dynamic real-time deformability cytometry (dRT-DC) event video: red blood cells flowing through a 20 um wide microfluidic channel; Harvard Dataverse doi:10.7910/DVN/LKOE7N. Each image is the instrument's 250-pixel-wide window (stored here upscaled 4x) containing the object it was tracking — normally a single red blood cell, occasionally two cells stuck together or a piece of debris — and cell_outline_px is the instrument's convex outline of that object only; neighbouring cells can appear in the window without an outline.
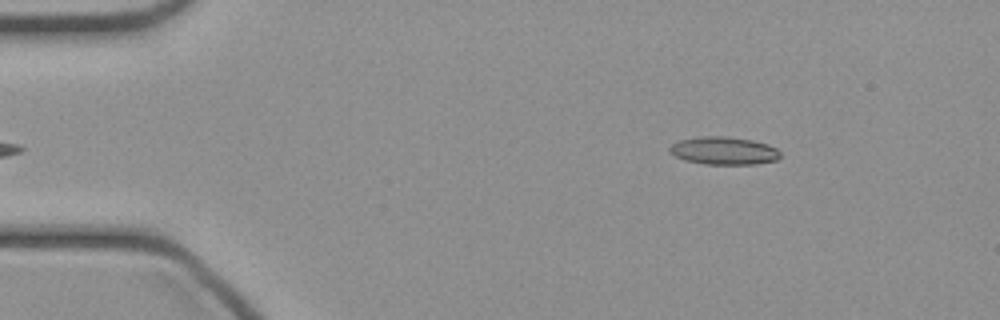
{"species": "common noctule bat (a hibernating species)", "species_latin": "Nyctalus noctula", "temperature_condition": "cold", "stored_images_in_passage": 9, "camera_frame_rate_fps": 3000, "um_per_image_px": 0.085, "animal": {"sex": "female", "body_mass_g": 21.9}, "frame": {"image": 1, "passage_image": 2, "time_ms": 0.333, "image_size_px": [1000, 320], "cell_outline_px": [[780, 156], [776, 160], [756, 164], [704, 164], [684, 160], [668, 152], [668, 148], [672, 144], [680, 140], [700, 136], [724, 136], [752, 140], [768, 144], [776, 148], [780, 152]], "centroid_in_image_um": [61.51, 12.81], "position_along_channel_um": 23.5, "area_um2": 17.98}}